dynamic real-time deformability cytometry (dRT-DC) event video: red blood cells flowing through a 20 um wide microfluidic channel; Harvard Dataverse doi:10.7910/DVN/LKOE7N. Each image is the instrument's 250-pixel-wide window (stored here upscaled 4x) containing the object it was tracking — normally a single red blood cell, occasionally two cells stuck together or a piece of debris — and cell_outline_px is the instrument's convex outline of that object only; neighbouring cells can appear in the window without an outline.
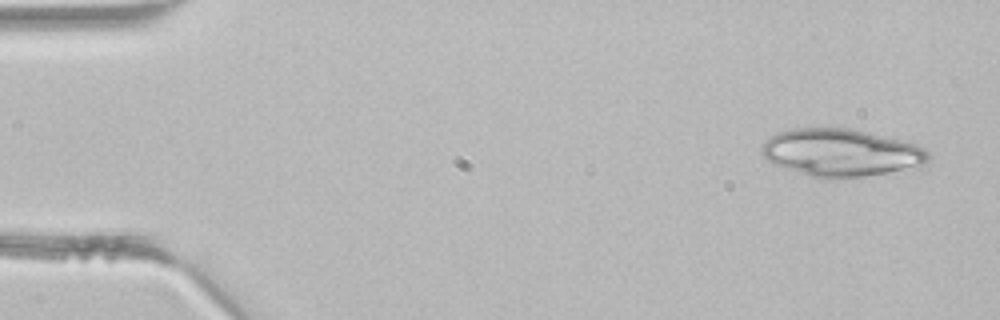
{"species": "common noctule bat (a hibernating species)", "species_latin": "Nyctalus noctula", "temperature_condition": "room temperature", "stored_images_in_passage": 2, "camera_frame_rate_fps": 3000, "um_per_image_px": 0.085, "animal": {"sex": "male", "body_mass_g": 21.5, "forearm_length_mm": 52.0}, "frame": {"image": 1, "passage_image": 1, "time_ms": 0.0, "image_size_px": [1000, 320], "cell_outline_px": [[928, 160], [920, 168], [864, 176], [828, 180], [820, 180], [772, 164], [760, 152], [764, 144], [776, 132], [792, 128], [852, 128], [900, 140], [924, 148], [928, 152]], "centroid_in_image_um": [71.48, 13.0], "position_along_channel_um": 13.5, "area_um2": 46.59}}